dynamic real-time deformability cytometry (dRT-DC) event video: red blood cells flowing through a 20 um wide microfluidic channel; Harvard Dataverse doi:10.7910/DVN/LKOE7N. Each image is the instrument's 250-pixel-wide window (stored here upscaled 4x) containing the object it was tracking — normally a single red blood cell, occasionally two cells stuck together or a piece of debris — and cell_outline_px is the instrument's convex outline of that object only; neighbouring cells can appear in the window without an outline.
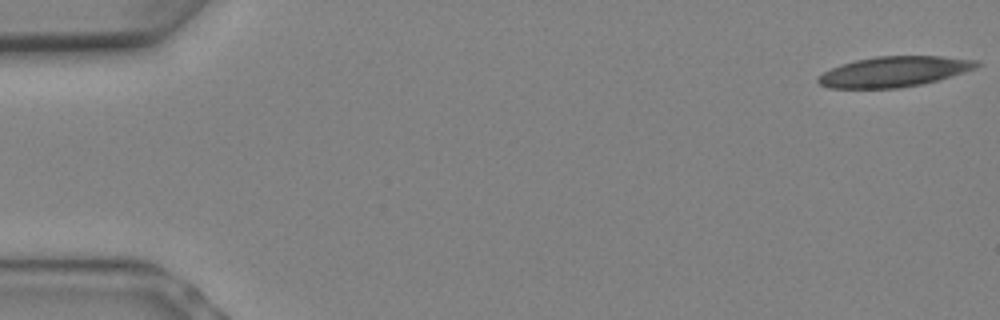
{"species": "Egyptian fruit bat (a non-hibernating species)", "species_latin": "Rousettus aegyptiacus", "temperature_condition": "warm", "stored_images_in_passage": 9, "camera_frame_rate_fps": 3000, "um_per_image_px": 0.085, "animal": {"sex": "female"}, "frame": {"image": 1, "passage_image": 1, "time_ms": 0.0, "image_size_px": [1000, 320], "cell_outline_px": [[980, 64], [976, 68], [964, 72], [936, 80], [920, 84], [900, 88], [828, 88], [820, 84], [816, 80], [816, 76], [840, 64], [856, 60], [876, 56], [940, 56], [980, 60]], "centroid_in_image_um": [75.98, 6.08], "position_along_channel_um": 9.0, "area_um2": 28.03}}
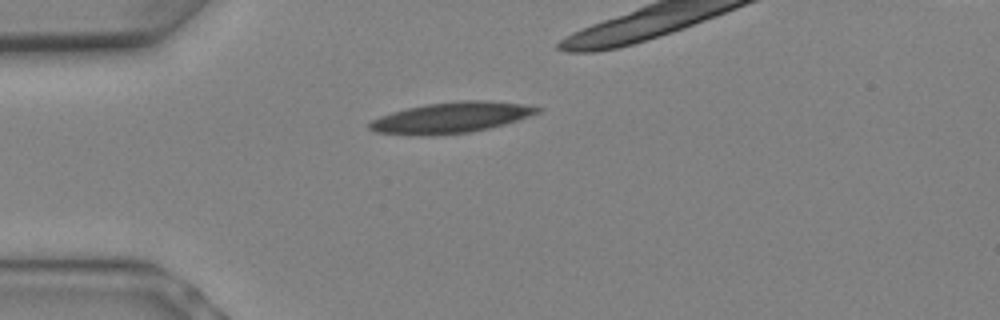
{"frame": {"image": 2, "passage_image": 6, "time_ms": 1.667, "image_size_px": [1000, 320], "cell_outline_px": [[544, 108], [540, 112], [504, 124], [488, 128], [468, 132], [436, 136], [412, 136], [376, 132], [368, 128], [368, 124], [372, 120], [380, 116], [392, 112], [408, 108], [428, 104], [464, 100], [488, 100], [520, 104]], "centroid_in_image_um": [38.31, 10.01], "position_along_channel_um": 46.7, "area_um2": 30.06}}
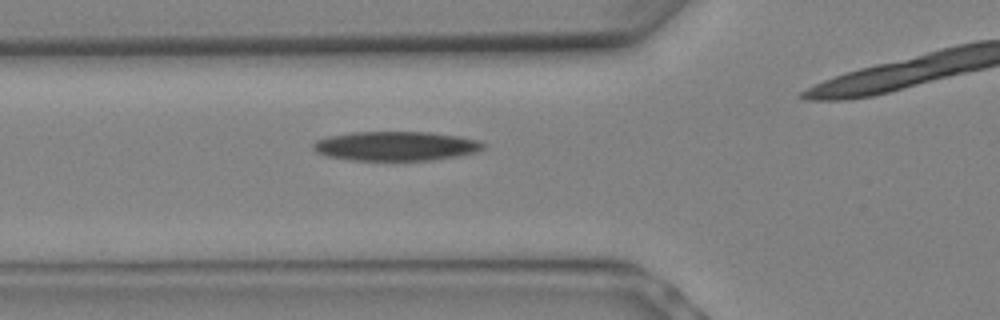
{"frame": {"image": 3, "passage_image": 8, "time_ms": 2.333, "image_size_px": [1000, 320], "cell_outline_px": [[484, 148], [476, 152], [460, 156], [432, 160], [348, 160], [324, 156], [316, 152], [312, 148], [312, 144], [316, 140], [328, 136], [352, 132], [428, 132], [460, 136], [480, 140], [484, 144]], "centroid_in_image_um": [33.63, 12.42], "position_along_channel_um": 92.2, "area_um2": 29.36}}